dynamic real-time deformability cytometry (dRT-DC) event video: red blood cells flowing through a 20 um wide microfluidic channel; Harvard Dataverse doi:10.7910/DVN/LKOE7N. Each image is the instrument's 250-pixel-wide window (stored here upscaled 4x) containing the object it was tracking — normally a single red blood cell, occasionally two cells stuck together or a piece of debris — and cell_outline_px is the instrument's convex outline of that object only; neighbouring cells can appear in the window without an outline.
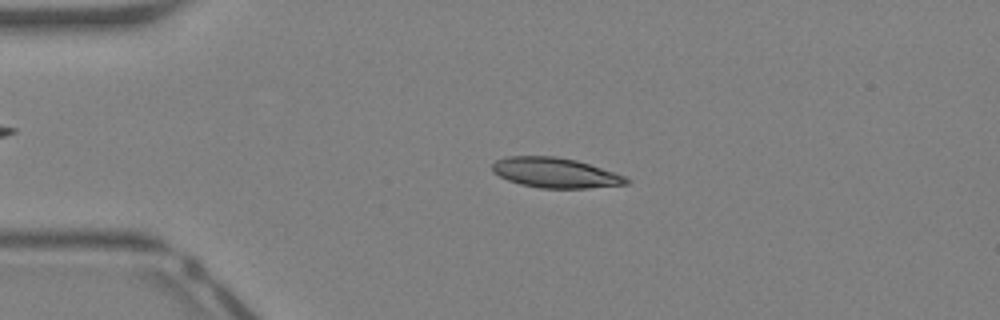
{"species": "Egyptian fruit bat (a non-hibernating species)", "species_latin": "Rousettus aegyptiacus", "temperature_condition": "warm", "stored_images_in_passage": 41, "camera_frame_rate_fps": 3000, "um_per_image_px": 0.085, "animal": {"sex": "female"}, "frame": {"image": 1, "passage_image": 9, "time_ms": 2.667, "image_size_px": [1000, 320], "cell_outline_px": [[632, 180], [628, 184], [588, 188], [540, 188], [520, 184], [508, 180], [492, 172], [492, 164], [496, 160], [508, 156], [556, 156], [576, 160], [624, 176]], "centroid_in_image_um": [47.17, 14.69], "position_along_channel_um": 37.8, "area_um2": 23.35}}
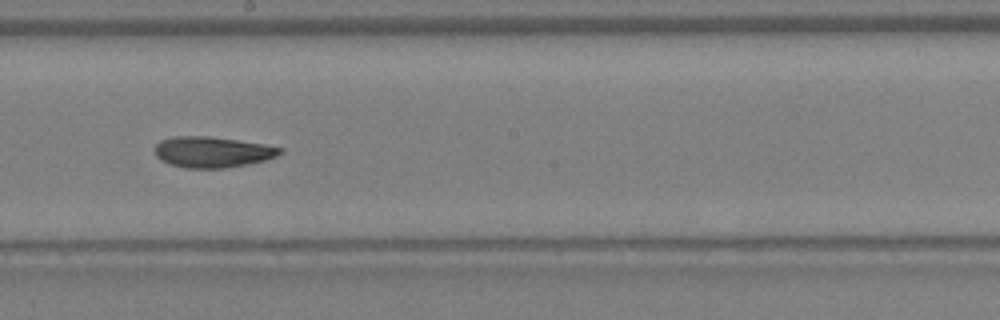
{"frame": {"image": 2, "passage_image": 23, "time_ms": 7.333, "image_size_px": [1000, 320], "cell_outline_px": [[284, 152], [276, 156], [264, 160], [248, 164], [224, 168], [184, 168], [160, 160], [156, 156], [152, 148], [160, 140], [172, 136], [208, 136], [264, 144], [284, 148]], "centroid_in_image_um": [18.02, 12.91], "position_along_channel_um": 230.2, "area_um2": 22.66}}
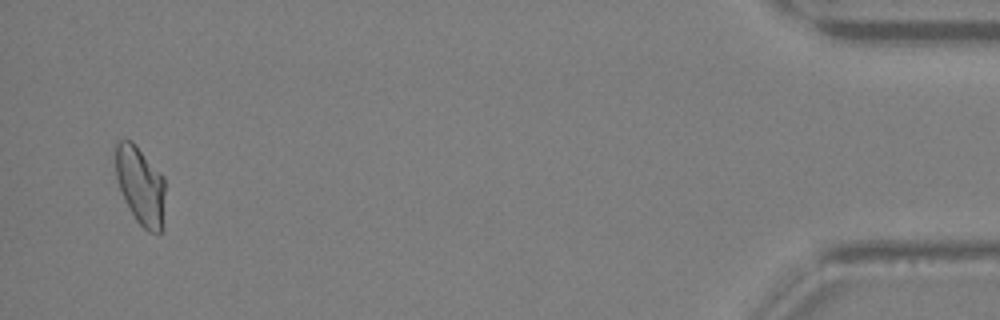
{"frame": {"image": 3, "passage_image": 40, "time_ms": 13.0, "image_size_px": [1000, 320], "cell_outline_px": [[164, 228], [160, 232], [148, 232], [136, 220], [124, 200], [116, 176], [116, 144], [120, 140], [132, 140], [164, 176]], "centroid_in_image_um": [11.96, 15.79], "position_along_channel_um": 423.2, "area_um2": 22.66}, "authors_computed_cell_mechanics": {"area_um2": 22.6576, "velocity_mm_per_s": 4.9004, "shape_relaxation_time_tau1_ms": 7.8242, "shape_relaxation_time_tau2_ms": 2.0254, "deformation_change_tau1": 0.2088, "deformation_change_tau2": 0.0683}}